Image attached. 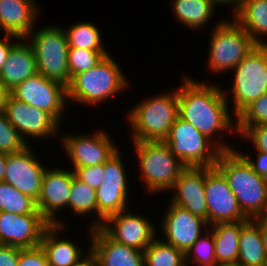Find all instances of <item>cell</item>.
<instances>
[{
	"label": "cell",
	"mask_w": 267,
	"mask_h": 266,
	"mask_svg": "<svg viewBox=\"0 0 267 266\" xmlns=\"http://www.w3.org/2000/svg\"><path fill=\"white\" fill-rule=\"evenodd\" d=\"M189 75L185 73L181 85L177 86L178 117L192 124L221 151L236 149L237 146L228 145L223 137L230 132L237 136L236 117L230 113L223 87L208 80L198 81Z\"/></svg>",
	"instance_id": "6da1fadb"
},
{
	"label": "cell",
	"mask_w": 267,
	"mask_h": 266,
	"mask_svg": "<svg viewBox=\"0 0 267 266\" xmlns=\"http://www.w3.org/2000/svg\"><path fill=\"white\" fill-rule=\"evenodd\" d=\"M130 81L112 54L106 55L96 66L77 73L67 89V102L97 107L117 94L128 90ZM112 97V98H111Z\"/></svg>",
	"instance_id": "7a4b0ae2"
},
{
	"label": "cell",
	"mask_w": 267,
	"mask_h": 266,
	"mask_svg": "<svg viewBox=\"0 0 267 266\" xmlns=\"http://www.w3.org/2000/svg\"><path fill=\"white\" fill-rule=\"evenodd\" d=\"M215 167L226 178L248 219L253 220L267 213V179L255 173L236 149L221 151Z\"/></svg>",
	"instance_id": "3957f363"
},
{
	"label": "cell",
	"mask_w": 267,
	"mask_h": 266,
	"mask_svg": "<svg viewBox=\"0 0 267 266\" xmlns=\"http://www.w3.org/2000/svg\"><path fill=\"white\" fill-rule=\"evenodd\" d=\"M161 93V94H160ZM148 95L126 114L131 141H163L178 117L177 88Z\"/></svg>",
	"instance_id": "277c9868"
},
{
	"label": "cell",
	"mask_w": 267,
	"mask_h": 266,
	"mask_svg": "<svg viewBox=\"0 0 267 266\" xmlns=\"http://www.w3.org/2000/svg\"><path fill=\"white\" fill-rule=\"evenodd\" d=\"M137 157V175L152 196L168 193L186 166L176 158L164 141H132Z\"/></svg>",
	"instance_id": "5b68a950"
},
{
	"label": "cell",
	"mask_w": 267,
	"mask_h": 266,
	"mask_svg": "<svg viewBox=\"0 0 267 266\" xmlns=\"http://www.w3.org/2000/svg\"><path fill=\"white\" fill-rule=\"evenodd\" d=\"M25 39L33 50L38 73L67 87L71 81L68 67L69 45L63 26L52 23L37 28L36 24Z\"/></svg>",
	"instance_id": "8992f818"
},
{
	"label": "cell",
	"mask_w": 267,
	"mask_h": 266,
	"mask_svg": "<svg viewBox=\"0 0 267 266\" xmlns=\"http://www.w3.org/2000/svg\"><path fill=\"white\" fill-rule=\"evenodd\" d=\"M232 72V85L224 95L228 103L233 102L229 108L237 117L267 92V45H256Z\"/></svg>",
	"instance_id": "52a82bcc"
},
{
	"label": "cell",
	"mask_w": 267,
	"mask_h": 266,
	"mask_svg": "<svg viewBox=\"0 0 267 266\" xmlns=\"http://www.w3.org/2000/svg\"><path fill=\"white\" fill-rule=\"evenodd\" d=\"M229 19L215 22L216 25L214 24L210 33L207 68L217 76L219 73H232L231 71L257 45L233 18Z\"/></svg>",
	"instance_id": "ba28073f"
},
{
	"label": "cell",
	"mask_w": 267,
	"mask_h": 266,
	"mask_svg": "<svg viewBox=\"0 0 267 266\" xmlns=\"http://www.w3.org/2000/svg\"><path fill=\"white\" fill-rule=\"evenodd\" d=\"M163 141L186 167H215L221 152L209 138L180 117Z\"/></svg>",
	"instance_id": "9c48e42d"
},
{
	"label": "cell",
	"mask_w": 267,
	"mask_h": 266,
	"mask_svg": "<svg viewBox=\"0 0 267 266\" xmlns=\"http://www.w3.org/2000/svg\"><path fill=\"white\" fill-rule=\"evenodd\" d=\"M123 162L120 149L104 163V179L98 189L97 197V227L110 215L124 211L128 206L130 186L129 176ZM128 206V207H127Z\"/></svg>",
	"instance_id": "30bf717a"
},
{
	"label": "cell",
	"mask_w": 267,
	"mask_h": 266,
	"mask_svg": "<svg viewBox=\"0 0 267 266\" xmlns=\"http://www.w3.org/2000/svg\"><path fill=\"white\" fill-rule=\"evenodd\" d=\"M10 95L18 101L50 113L62 126L66 119L64 116L67 106L71 105L67 102L66 86L39 73L19 83L10 91Z\"/></svg>",
	"instance_id": "8fae6325"
},
{
	"label": "cell",
	"mask_w": 267,
	"mask_h": 266,
	"mask_svg": "<svg viewBox=\"0 0 267 266\" xmlns=\"http://www.w3.org/2000/svg\"><path fill=\"white\" fill-rule=\"evenodd\" d=\"M4 113L27 145H32L29 140L57 139L61 134L62 125L50 113L18 101L10 94L5 101Z\"/></svg>",
	"instance_id": "7c38bea8"
},
{
	"label": "cell",
	"mask_w": 267,
	"mask_h": 266,
	"mask_svg": "<svg viewBox=\"0 0 267 266\" xmlns=\"http://www.w3.org/2000/svg\"><path fill=\"white\" fill-rule=\"evenodd\" d=\"M71 133L60 136L59 141L61 143L59 144L68 156L72 167L103 164L120 149L105 128H97L91 135L87 132L86 134Z\"/></svg>",
	"instance_id": "4fadbf2b"
},
{
	"label": "cell",
	"mask_w": 267,
	"mask_h": 266,
	"mask_svg": "<svg viewBox=\"0 0 267 266\" xmlns=\"http://www.w3.org/2000/svg\"><path fill=\"white\" fill-rule=\"evenodd\" d=\"M65 168V169H64ZM62 167H47L43 174L41 190L36 201L37 209L50 225L67 226L60 213L68 208L74 172ZM60 214V215H59Z\"/></svg>",
	"instance_id": "5bb4252c"
},
{
	"label": "cell",
	"mask_w": 267,
	"mask_h": 266,
	"mask_svg": "<svg viewBox=\"0 0 267 266\" xmlns=\"http://www.w3.org/2000/svg\"><path fill=\"white\" fill-rule=\"evenodd\" d=\"M128 208L107 217L100 228L114 241L144 251L158 236L156 224L147 214L134 213Z\"/></svg>",
	"instance_id": "9a60e30c"
},
{
	"label": "cell",
	"mask_w": 267,
	"mask_h": 266,
	"mask_svg": "<svg viewBox=\"0 0 267 266\" xmlns=\"http://www.w3.org/2000/svg\"><path fill=\"white\" fill-rule=\"evenodd\" d=\"M205 196L209 226L250 220L243 214L226 178L216 167L205 174Z\"/></svg>",
	"instance_id": "2e32d148"
},
{
	"label": "cell",
	"mask_w": 267,
	"mask_h": 266,
	"mask_svg": "<svg viewBox=\"0 0 267 266\" xmlns=\"http://www.w3.org/2000/svg\"><path fill=\"white\" fill-rule=\"evenodd\" d=\"M168 208L166 209L162 222L160 238L183 251L184 253L199 239V237L208 230L209 225L206 219L192 214L188 210H185L175 204L168 202ZM204 230V231H203Z\"/></svg>",
	"instance_id": "e0dca14e"
},
{
	"label": "cell",
	"mask_w": 267,
	"mask_h": 266,
	"mask_svg": "<svg viewBox=\"0 0 267 266\" xmlns=\"http://www.w3.org/2000/svg\"><path fill=\"white\" fill-rule=\"evenodd\" d=\"M34 150L33 146L28 145L22 151L7 154L4 181L37 201L48 166L42 163Z\"/></svg>",
	"instance_id": "ac0fdd59"
},
{
	"label": "cell",
	"mask_w": 267,
	"mask_h": 266,
	"mask_svg": "<svg viewBox=\"0 0 267 266\" xmlns=\"http://www.w3.org/2000/svg\"><path fill=\"white\" fill-rule=\"evenodd\" d=\"M49 225L41 213L20 215L0 211V244L22 249L40 246Z\"/></svg>",
	"instance_id": "d6986e66"
},
{
	"label": "cell",
	"mask_w": 267,
	"mask_h": 266,
	"mask_svg": "<svg viewBox=\"0 0 267 266\" xmlns=\"http://www.w3.org/2000/svg\"><path fill=\"white\" fill-rule=\"evenodd\" d=\"M210 167H186L175 181L170 193V203L175 204L207 221L205 174Z\"/></svg>",
	"instance_id": "ffe728a7"
},
{
	"label": "cell",
	"mask_w": 267,
	"mask_h": 266,
	"mask_svg": "<svg viewBox=\"0 0 267 266\" xmlns=\"http://www.w3.org/2000/svg\"><path fill=\"white\" fill-rule=\"evenodd\" d=\"M90 252L99 266H144V252L112 240L100 227H87Z\"/></svg>",
	"instance_id": "44dd1931"
},
{
	"label": "cell",
	"mask_w": 267,
	"mask_h": 266,
	"mask_svg": "<svg viewBox=\"0 0 267 266\" xmlns=\"http://www.w3.org/2000/svg\"><path fill=\"white\" fill-rule=\"evenodd\" d=\"M68 227L70 226L49 225L42 235L40 246L45 252L49 266H75L90 253V245L85 252V248L79 247L75 240L64 237Z\"/></svg>",
	"instance_id": "7402d4cb"
},
{
	"label": "cell",
	"mask_w": 267,
	"mask_h": 266,
	"mask_svg": "<svg viewBox=\"0 0 267 266\" xmlns=\"http://www.w3.org/2000/svg\"><path fill=\"white\" fill-rule=\"evenodd\" d=\"M36 0H0L1 33L20 38L29 35L40 20L41 7Z\"/></svg>",
	"instance_id": "603a6c76"
},
{
	"label": "cell",
	"mask_w": 267,
	"mask_h": 266,
	"mask_svg": "<svg viewBox=\"0 0 267 266\" xmlns=\"http://www.w3.org/2000/svg\"><path fill=\"white\" fill-rule=\"evenodd\" d=\"M37 73L33 50L25 38H20L11 47L7 61L0 71V80L10 92L19 83Z\"/></svg>",
	"instance_id": "cb8c5ba5"
},
{
	"label": "cell",
	"mask_w": 267,
	"mask_h": 266,
	"mask_svg": "<svg viewBox=\"0 0 267 266\" xmlns=\"http://www.w3.org/2000/svg\"><path fill=\"white\" fill-rule=\"evenodd\" d=\"M231 16L257 45H267V0H243Z\"/></svg>",
	"instance_id": "d4e9b609"
},
{
	"label": "cell",
	"mask_w": 267,
	"mask_h": 266,
	"mask_svg": "<svg viewBox=\"0 0 267 266\" xmlns=\"http://www.w3.org/2000/svg\"><path fill=\"white\" fill-rule=\"evenodd\" d=\"M173 16L182 26L196 32L213 20L217 6L211 0H171ZM199 29V30H198Z\"/></svg>",
	"instance_id": "484cf974"
},
{
	"label": "cell",
	"mask_w": 267,
	"mask_h": 266,
	"mask_svg": "<svg viewBox=\"0 0 267 266\" xmlns=\"http://www.w3.org/2000/svg\"><path fill=\"white\" fill-rule=\"evenodd\" d=\"M237 262L242 266H267L262 234L254 220H249L241 228Z\"/></svg>",
	"instance_id": "4316f807"
},
{
	"label": "cell",
	"mask_w": 267,
	"mask_h": 266,
	"mask_svg": "<svg viewBox=\"0 0 267 266\" xmlns=\"http://www.w3.org/2000/svg\"><path fill=\"white\" fill-rule=\"evenodd\" d=\"M248 221L218 223L209 226L215 244L217 263L237 262L241 228Z\"/></svg>",
	"instance_id": "83f0119b"
},
{
	"label": "cell",
	"mask_w": 267,
	"mask_h": 266,
	"mask_svg": "<svg viewBox=\"0 0 267 266\" xmlns=\"http://www.w3.org/2000/svg\"><path fill=\"white\" fill-rule=\"evenodd\" d=\"M68 209L79 218L83 216L84 218L94 217L88 224V227L97 228V197L95 189L78 180L75 175L68 199Z\"/></svg>",
	"instance_id": "f1b7e54d"
},
{
	"label": "cell",
	"mask_w": 267,
	"mask_h": 266,
	"mask_svg": "<svg viewBox=\"0 0 267 266\" xmlns=\"http://www.w3.org/2000/svg\"><path fill=\"white\" fill-rule=\"evenodd\" d=\"M69 48H81L93 51H107L100 28L89 21H78L64 28Z\"/></svg>",
	"instance_id": "f546056e"
},
{
	"label": "cell",
	"mask_w": 267,
	"mask_h": 266,
	"mask_svg": "<svg viewBox=\"0 0 267 266\" xmlns=\"http://www.w3.org/2000/svg\"><path fill=\"white\" fill-rule=\"evenodd\" d=\"M144 266H186L185 253L157 236L143 251Z\"/></svg>",
	"instance_id": "4dcf8cb0"
},
{
	"label": "cell",
	"mask_w": 267,
	"mask_h": 266,
	"mask_svg": "<svg viewBox=\"0 0 267 266\" xmlns=\"http://www.w3.org/2000/svg\"><path fill=\"white\" fill-rule=\"evenodd\" d=\"M0 211L20 215L41 213L34 199L5 181H0Z\"/></svg>",
	"instance_id": "1f68e13d"
},
{
	"label": "cell",
	"mask_w": 267,
	"mask_h": 266,
	"mask_svg": "<svg viewBox=\"0 0 267 266\" xmlns=\"http://www.w3.org/2000/svg\"><path fill=\"white\" fill-rule=\"evenodd\" d=\"M185 260L186 266H192V264L194 266H214L217 264L214 238L209 229L187 250Z\"/></svg>",
	"instance_id": "d6a6232c"
},
{
	"label": "cell",
	"mask_w": 267,
	"mask_h": 266,
	"mask_svg": "<svg viewBox=\"0 0 267 266\" xmlns=\"http://www.w3.org/2000/svg\"><path fill=\"white\" fill-rule=\"evenodd\" d=\"M109 51H93L81 48L68 49V67L70 78L79 72L86 71L96 66Z\"/></svg>",
	"instance_id": "836d02e7"
},
{
	"label": "cell",
	"mask_w": 267,
	"mask_h": 266,
	"mask_svg": "<svg viewBox=\"0 0 267 266\" xmlns=\"http://www.w3.org/2000/svg\"><path fill=\"white\" fill-rule=\"evenodd\" d=\"M27 143L21 138L18 131L10 124L6 114L0 113V151L10 154L22 151Z\"/></svg>",
	"instance_id": "e575fe53"
},
{
	"label": "cell",
	"mask_w": 267,
	"mask_h": 266,
	"mask_svg": "<svg viewBox=\"0 0 267 266\" xmlns=\"http://www.w3.org/2000/svg\"><path fill=\"white\" fill-rule=\"evenodd\" d=\"M258 124H267V92L253 101L236 117V126Z\"/></svg>",
	"instance_id": "d590c367"
},
{
	"label": "cell",
	"mask_w": 267,
	"mask_h": 266,
	"mask_svg": "<svg viewBox=\"0 0 267 266\" xmlns=\"http://www.w3.org/2000/svg\"><path fill=\"white\" fill-rule=\"evenodd\" d=\"M236 131L254 150L267 152V124L236 126Z\"/></svg>",
	"instance_id": "8d00e7d4"
},
{
	"label": "cell",
	"mask_w": 267,
	"mask_h": 266,
	"mask_svg": "<svg viewBox=\"0 0 267 266\" xmlns=\"http://www.w3.org/2000/svg\"><path fill=\"white\" fill-rule=\"evenodd\" d=\"M75 177L89 185L93 189H98L104 179V163L88 167H71Z\"/></svg>",
	"instance_id": "74e56055"
},
{
	"label": "cell",
	"mask_w": 267,
	"mask_h": 266,
	"mask_svg": "<svg viewBox=\"0 0 267 266\" xmlns=\"http://www.w3.org/2000/svg\"><path fill=\"white\" fill-rule=\"evenodd\" d=\"M17 266H49L44 250L41 246L34 248H20Z\"/></svg>",
	"instance_id": "f35d334b"
},
{
	"label": "cell",
	"mask_w": 267,
	"mask_h": 266,
	"mask_svg": "<svg viewBox=\"0 0 267 266\" xmlns=\"http://www.w3.org/2000/svg\"><path fill=\"white\" fill-rule=\"evenodd\" d=\"M237 151L245 158V160L250 164L253 171L257 173L259 176L267 179V152L256 150L257 154H255V158L252 156L253 154H248V152Z\"/></svg>",
	"instance_id": "ab89813d"
},
{
	"label": "cell",
	"mask_w": 267,
	"mask_h": 266,
	"mask_svg": "<svg viewBox=\"0 0 267 266\" xmlns=\"http://www.w3.org/2000/svg\"><path fill=\"white\" fill-rule=\"evenodd\" d=\"M20 248L0 244V266H17Z\"/></svg>",
	"instance_id": "60d3db41"
},
{
	"label": "cell",
	"mask_w": 267,
	"mask_h": 266,
	"mask_svg": "<svg viewBox=\"0 0 267 266\" xmlns=\"http://www.w3.org/2000/svg\"><path fill=\"white\" fill-rule=\"evenodd\" d=\"M20 39V37L4 33V36L0 38V71L3 65L6 63L11 47Z\"/></svg>",
	"instance_id": "b9f144b4"
},
{
	"label": "cell",
	"mask_w": 267,
	"mask_h": 266,
	"mask_svg": "<svg viewBox=\"0 0 267 266\" xmlns=\"http://www.w3.org/2000/svg\"><path fill=\"white\" fill-rule=\"evenodd\" d=\"M260 227V231L262 234L264 246L267 252V213L261 217L253 219Z\"/></svg>",
	"instance_id": "7bdbcfd3"
},
{
	"label": "cell",
	"mask_w": 267,
	"mask_h": 266,
	"mask_svg": "<svg viewBox=\"0 0 267 266\" xmlns=\"http://www.w3.org/2000/svg\"><path fill=\"white\" fill-rule=\"evenodd\" d=\"M217 7L232 6L231 15L240 7L243 0H211ZM226 5V6H225ZM234 5V6H233Z\"/></svg>",
	"instance_id": "ee69618b"
},
{
	"label": "cell",
	"mask_w": 267,
	"mask_h": 266,
	"mask_svg": "<svg viewBox=\"0 0 267 266\" xmlns=\"http://www.w3.org/2000/svg\"><path fill=\"white\" fill-rule=\"evenodd\" d=\"M75 266H99L97 259L92 255V253H88L77 265Z\"/></svg>",
	"instance_id": "f6af8a7d"
},
{
	"label": "cell",
	"mask_w": 267,
	"mask_h": 266,
	"mask_svg": "<svg viewBox=\"0 0 267 266\" xmlns=\"http://www.w3.org/2000/svg\"><path fill=\"white\" fill-rule=\"evenodd\" d=\"M10 92L5 88L0 80V113L4 111L5 101Z\"/></svg>",
	"instance_id": "bcb514c9"
},
{
	"label": "cell",
	"mask_w": 267,
	"mask_h": 266,
	"mask_svg": "<svg viewBox=\"0 0 267 266\" xmlns=\"http://www.w3.org/2000/svg\"><path fill=\"white\" fill-rule=\"evenodd\" d=\"M6 160L7 153L0 151V181H4V175L6 172Z\"/></svg>",
	"instance_id": "7dc6e473"
},
{
	"label": "cell",
	"mask_w": 267,
	"mask_h": 266,
	"mask_svg": "<svg viewBox=\"0 0 267 266\" xmlns=\"http://www.w3.org/2000/svg\"><path fill=\"white\" fill-rule=\"evenodd\" d=\"M214 266H242L238 262L217 263Z\"/></svg>",
	"instance_id": "c3c4849f"
}]
</instances>
